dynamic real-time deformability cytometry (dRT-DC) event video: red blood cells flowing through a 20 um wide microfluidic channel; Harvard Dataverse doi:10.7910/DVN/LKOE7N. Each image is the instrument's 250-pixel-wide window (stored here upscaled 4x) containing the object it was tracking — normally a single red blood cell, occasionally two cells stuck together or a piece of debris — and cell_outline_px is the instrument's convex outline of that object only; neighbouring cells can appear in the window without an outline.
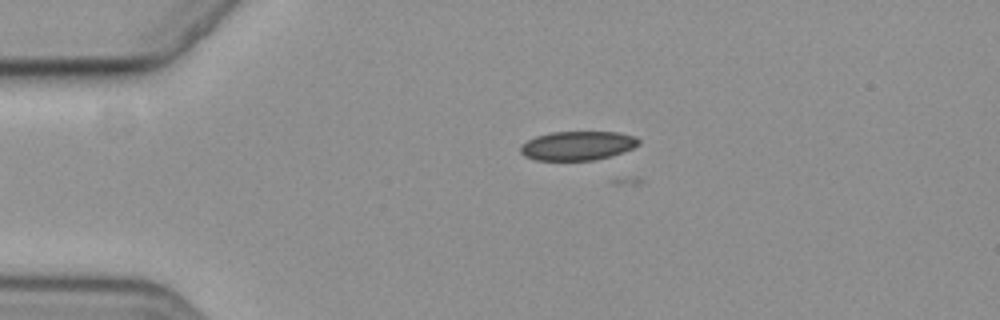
{"species": "common noctule bat (a hibernating species)", "species_latin": "Nyctalus noctula", "temperature_condition": "cold", "stored_images_in_passage": 2, "camera_frame_rate_fps": 3000, "um_per_image_px": 0.085, "animal": {"sex": "female", "body_mass_g": 19.3, "forearm_length_mm": 54.1}, "frame": {"image": 1, "passage_image": 2, "time_ms": 1.333, "image_size_px": [1000, 320], "cell_outline_px": [[640, 144], [624, 152], [612, 156], [596, 160], [536, 160], [524, 156], [520, 152], [520, 144], [536, 136], [552, 132], [616, 132], [636, 136], [640, 140]], "centroid_in_image_um": [49.1, 12.38], "position_along_channel_um": 35.9, "area_um2": 20.17}}